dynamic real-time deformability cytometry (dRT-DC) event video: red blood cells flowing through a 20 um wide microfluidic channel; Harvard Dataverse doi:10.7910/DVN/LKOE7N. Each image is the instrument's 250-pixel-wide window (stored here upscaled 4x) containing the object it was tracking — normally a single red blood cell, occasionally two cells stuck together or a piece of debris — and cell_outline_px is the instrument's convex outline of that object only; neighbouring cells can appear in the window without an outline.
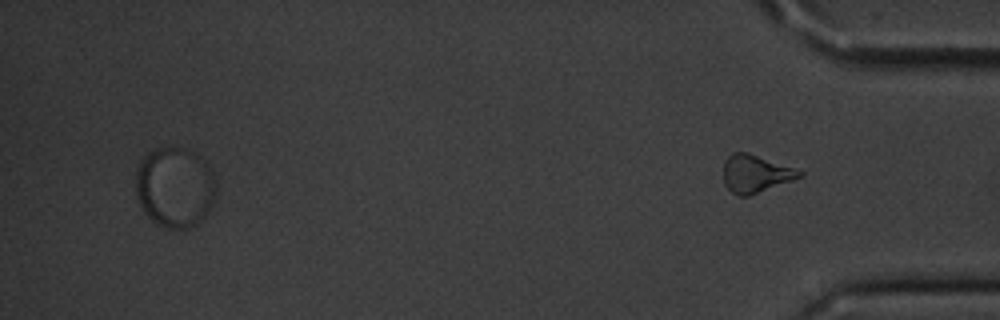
{"species": "common noctule bat (a hibernating species)", "species_latin": "Nyctalus noctula", "temperature_condition": "cold", "stored_images_in_passage": 12, "segment_of_instrument_passage": [3, 3], "camera_frame_rate_fps": 3000, "um_per_image_px": 0.085, "animal": {"sex": "male", "body_mass_g": 20.1, "forearm_length_mm": 53.5}, "frame": {"image": 1, "passage_image": 12, "time_ms": 3.667, "image_size_px": [1000, 320], "cell_outline_px": [[804, 176], [748, 196], [736, 196], [724, 184], [724, 160], [732, 152], [748, 152], [804, 172]], "centroid_in_image_um": [64.2, 14.76], "position_along_channel_um": 371.0, "area_um2": 16.59}}